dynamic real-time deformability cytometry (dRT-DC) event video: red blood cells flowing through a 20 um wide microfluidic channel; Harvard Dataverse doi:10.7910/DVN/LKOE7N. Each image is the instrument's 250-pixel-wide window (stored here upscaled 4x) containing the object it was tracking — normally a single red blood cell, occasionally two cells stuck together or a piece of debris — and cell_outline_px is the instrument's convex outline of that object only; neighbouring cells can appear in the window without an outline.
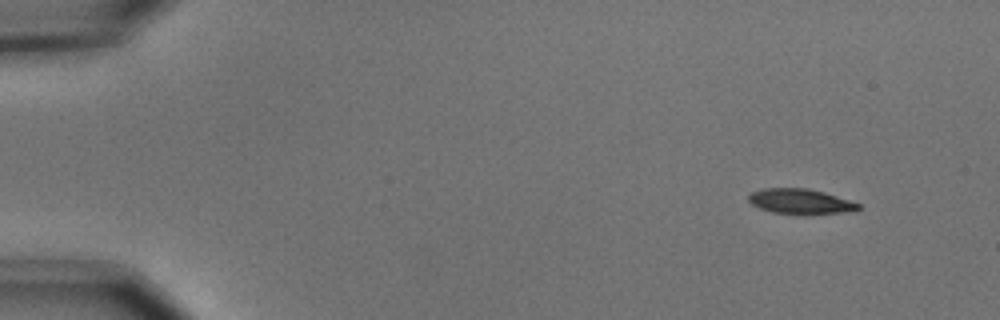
{"species": "common noctule bat (a hibernating species)", "species_latin": "Nyctalus noctula", "temperature_condition": "cold", "stored_images_in_passage": 51, "camera_frame_rate_fps": 3000, "um_per_image_px": 0.085, "animal": {"sex": "male", "body_mass_g": 15.6}, "frame": {"image": 1, "passage_image": 1, "time_ms": 0.0, "image_size_px": [1000, 320], "cell_outline_px": [[860, 208], [856, 212], [772, 212], [760, 208], [752, 204], [748, 200], [748, 196], [752, 192], [764, 188], [808, 188], [824, 192], [860, 204]], "centroid_in_image_um": [68.02, 17.08], "position_along_channel_um": 17.0, "area_um2": 15.37}}
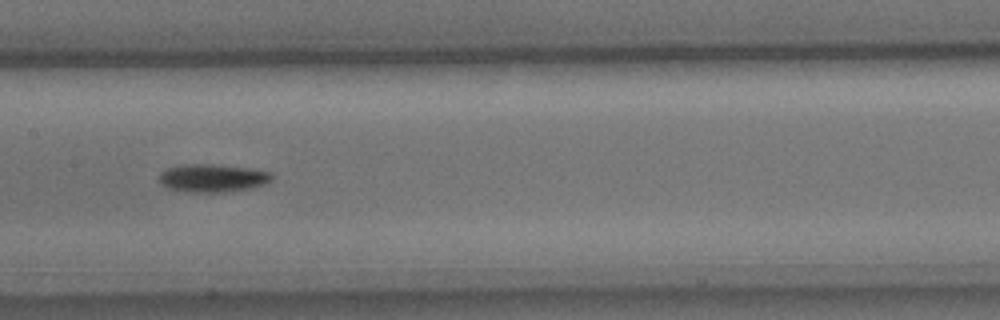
{"frame": {"image": 2, "passage_image": 24, "time_ms": 7.667, "image_size_px": [1000, 320], "cell_outline_px": [[276, 176], [268, 184], [252, 188], [224, 192], [192, 192], [168, 188], [160, 184], [160, 172], [164, 168], [184, 164], [212, 164], [248, 168], [272, 172]], "centroid_in_image_um": [18.11, 15.13], "position_along_channel_um": 189.3, "area_um2": 18.67}}
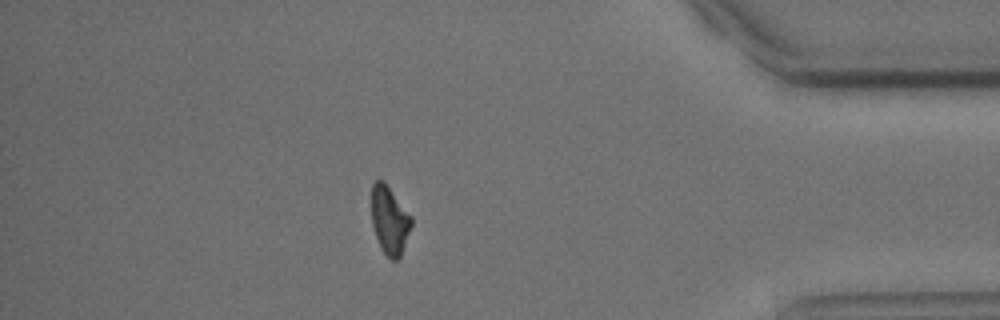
{"frame": {"image": 3, "passage_image": 44, "time_ms": 14.333, "image_size_px": [1000, 320], "cell_outline_px": [[412, 224], [400, 256], [396, 260], [388, 260], [380, 248], [372, 224], [372, 184], [376, 180], [384, 180], [412, 216]], "centroid_in_image_um": [33.11, 18.72], "position_along_channel_um": 402.1, "area_um2": 15.9}, "authors_computed_cell_mechanics": {"area_um2": 17.2822, "velocity_mm_per_s": 3.6992, "shape_relaxation_time_tau1_ms": 3.0305, "shape_relaxation_time_tau2_ms": null, "deformation_change_tau1": 0.1228, "deformation_change_tau2": null}}